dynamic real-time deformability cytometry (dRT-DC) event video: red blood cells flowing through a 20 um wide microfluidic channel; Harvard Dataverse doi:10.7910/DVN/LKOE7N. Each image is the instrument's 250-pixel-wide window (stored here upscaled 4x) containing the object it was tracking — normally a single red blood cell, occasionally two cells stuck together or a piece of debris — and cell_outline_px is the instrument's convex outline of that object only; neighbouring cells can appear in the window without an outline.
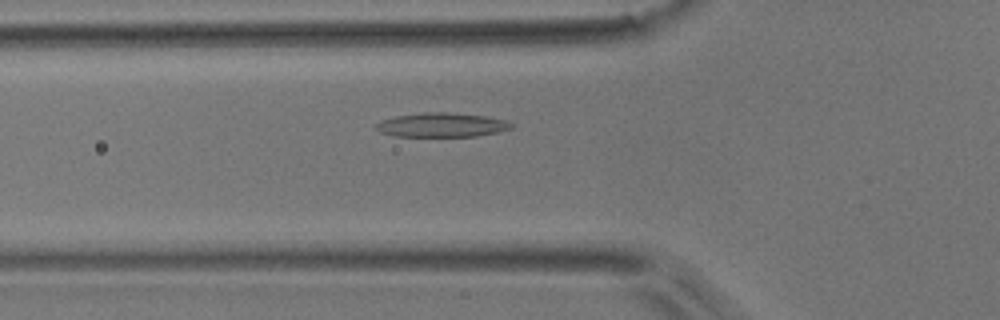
{"species": "common noctule bat (a hibernating species)", "species_latin": "Nyctalus noctula", "temperature_condition": "room temperature", "stored_images_in_passage": 36, "camera_frame_rate_fps": 3000, "um_per_image_px": 0.085, "animal": {"sex": "male", "body_mass_g": 17.9}, "frame": {"image": 1, "passage_image": 8, "time_ms": 2.333, "image_size_px": [1000, 320], "cell_outline_px": [[516, 124], [512, 128], [496, 132], [476, 136], [396, 136], [380, 132], [372, 128], [380, 120], [396, 116], [428, 112], [448, 112], [484, 116], [508, 120]], "centroid_in_image_um": [37.55, 10.62], "position_along_channel_um": 88.3, "area_um2": 19.13}}
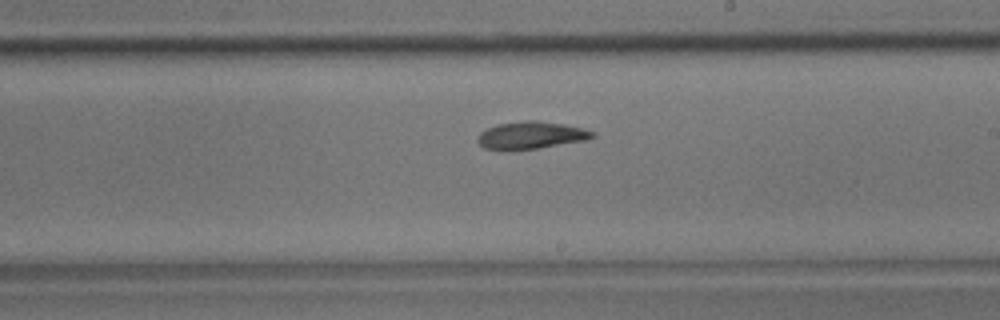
{"frame": {"image": 2, "passage_image": 20, "time_ms": 6.333, "image_size_px": [1000, 320], "cell_outline_px": [[596, 136], [588, 140], [540, 148], [512, 152], [508, 152], [484, 148], [476, 140], [480, 132], [496, 124], [524, 120], [536, 120], [564, 124], [584, 128], [596, 132]], "centroid_in_image_um": [45.14, 11.52], "position_along_channel_um": 243.9, "area_um2": 19.02}}
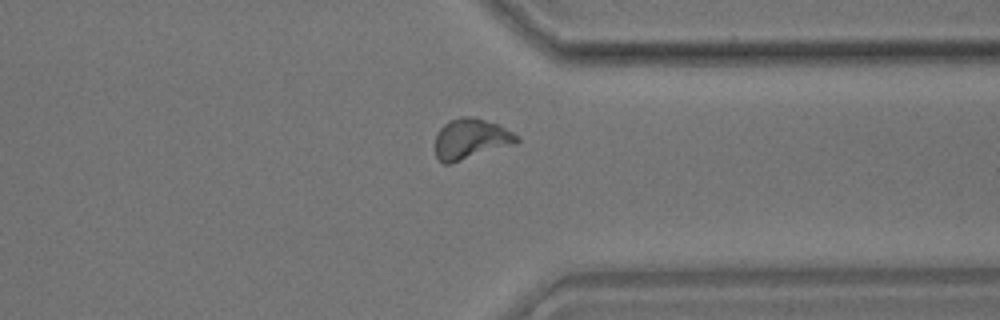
{"frame": {"image": 3, "passage_image": 30, "time_ms": 9.667, "image_size_px": [1000, 320], "cell_outline_px": [[520, 140], [516, 144], [452, 164], [444, 164], [436, 156], [436, 132], [444, 124], [460, 116], [472, 116], [496, 124], [520, 136]], "centroid_in_image_um": [40.03, 11.83], "position_along_channel_um": 371.4, "area_um2": 19.36}}